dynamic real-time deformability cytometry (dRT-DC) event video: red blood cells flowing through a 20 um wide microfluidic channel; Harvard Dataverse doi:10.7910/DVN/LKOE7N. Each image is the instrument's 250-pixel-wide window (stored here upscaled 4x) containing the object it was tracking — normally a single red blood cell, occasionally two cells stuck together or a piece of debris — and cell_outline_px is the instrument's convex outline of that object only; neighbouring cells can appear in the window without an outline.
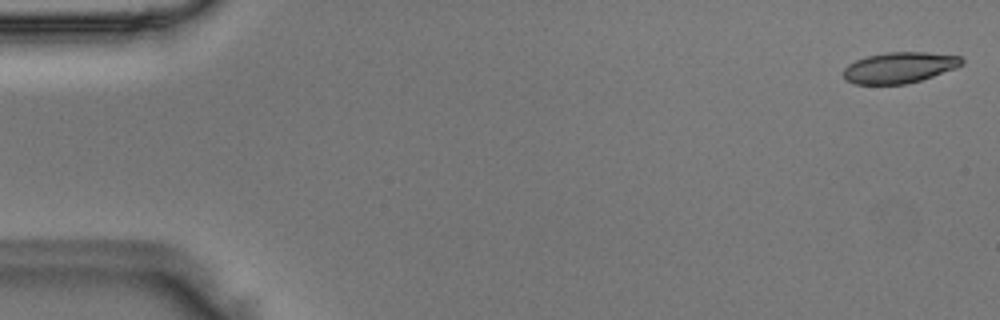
{"species": "Egyptian fruit bat (a non-hibernating species)", "species_latin": "Rousettus aegyptiacus", "temperature_condition": "room temperature", "stored_images_in_passage": 9, "camera_frame_rate_fps": 3000, "um_per_image_px": 0.085, "animal": {"sex": "male"}, "frame": {"image": 1, "passage_image": 1, "time_ms": 0.0, "image_size_px": [1000, 320], "cell_outline_px": [[964, 64], [956, 68], [920, 80], [904, 84], [856, 84], [844, 80], [844, 68], [848, 64], [856, 60], [868, 56], [888, 52], [928, 52], [960, 56], [964, 60]], "centroid_in_image_um": [76.46, 5.74], "position_along_channel_um": 8.5, "area_um2": 21.27}}